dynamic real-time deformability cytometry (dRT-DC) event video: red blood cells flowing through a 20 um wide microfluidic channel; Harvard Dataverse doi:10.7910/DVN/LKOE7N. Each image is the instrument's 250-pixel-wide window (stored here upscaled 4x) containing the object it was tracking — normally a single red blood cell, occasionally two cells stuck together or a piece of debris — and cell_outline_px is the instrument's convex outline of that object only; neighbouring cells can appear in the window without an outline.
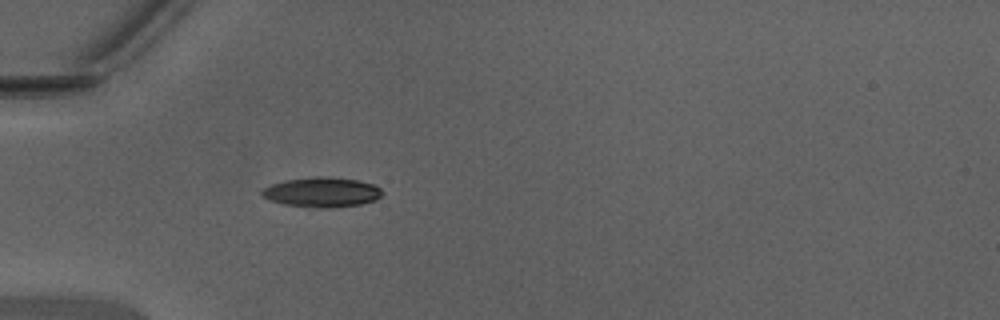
{"species": "Egyptian fruit bat (a non-hibernating species)", "species_latin": "Rousettus aegyptiacus", "temperature_condition": "warm", "stored_images_in_passage": 37, "camera_frame_rate_fps": 3000, "um_per_image_px": 0.085, "animal": {"sex": "male"}, "frame": {"image": 1, "passage_image": 5, "time_ms": 1.333, "image_size_px": [1000, 320], "cell_outline_px": [[384, 192], [376, 200], [360, 204], [328, 208], [324, 208], [284, 204], [272, 200], [264, 196], [260, 192], [264, 188], [272, 184], [284, 180], [312, 176], [328, 176], [360, 180], [372, 184], [380, 188]], "centroid_in_image_um": [27.4, 16.31], "position_along_channel_um": 57.6, "area_um2": 20.87}}
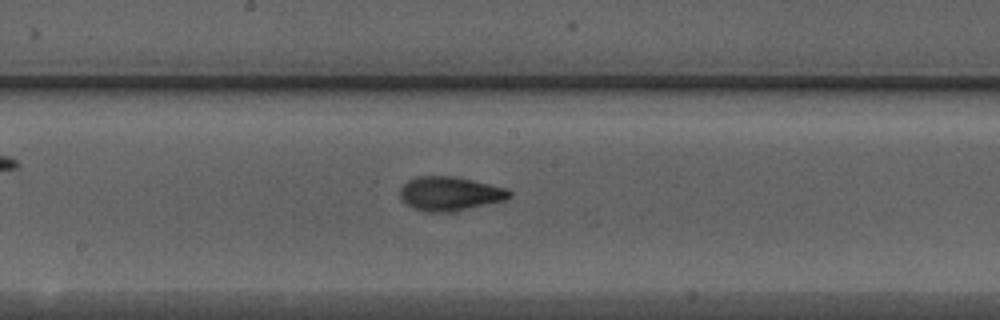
{"frame": {"image": 2, "passage_image": 16, "time_ms": 5.0, "image_size_px": [1000, 320], "cell_outline_px": [[512, 196], [504, 200], [456, 212], [428, 212], [412, 208], [400, 196], [400, 188], [408, 180], [416, 176], [452, 176], [472, 180], [508, 188], [512, 192]], "centroid_in_image_um": [38.26, 16.46], "position_along_channel_um": 209.9, "area_um2": 21.79}}
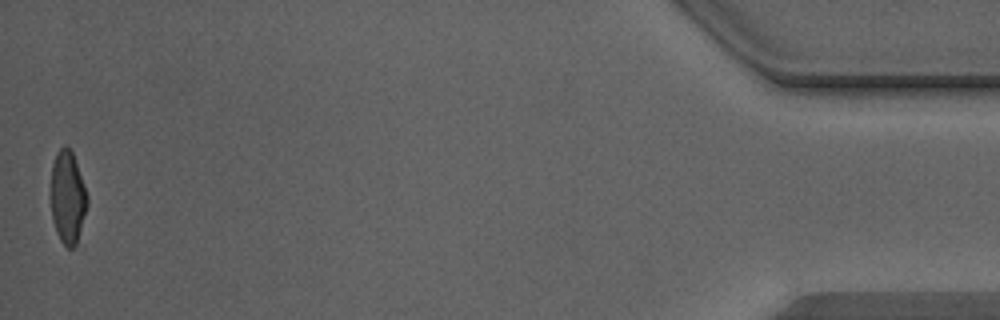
{"frame": {"image": 3, "passage_image": 37, "time_ms": 12.0, "image_size_px": [1000, 320], "cell_outline_px": [[88, 204], [76, 244], [72, 248], [68, 248], [60, 240], [56, 232], [52, 220], [48, 196], [52, 164], [56, 152], [64, 144], [72, 152], [88, 196]], "centroid_in_image_um": [5.7, 16.76], "position_along_channel_um": 429.5, "area_um2": 20.17}, "authors_computed_cell_mechanics": {"area_um2": 20.9236, "velocity_mm_per_s": 4.3939, "shape_relaxation_time_tau1_ms": 3.5539, "shape_relaxation_time_tau2_ms": 1.0639, "deformation_change_tau1": 0.1907, "deformation_change_tau2": 0.0698}}